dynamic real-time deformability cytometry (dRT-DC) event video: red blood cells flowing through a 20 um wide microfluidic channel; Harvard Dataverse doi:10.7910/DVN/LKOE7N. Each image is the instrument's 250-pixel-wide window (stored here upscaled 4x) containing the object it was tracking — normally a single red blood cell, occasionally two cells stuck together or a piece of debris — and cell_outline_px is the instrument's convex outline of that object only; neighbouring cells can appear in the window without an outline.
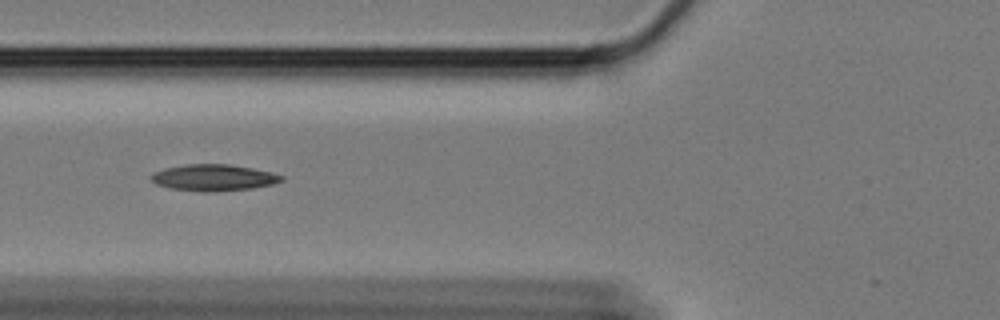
{"species": "Egyptian fruit bat (a non-hibernating species)", "species_latin": "Rousettus aegyptiacus", "temperature_condition": "cold", "stored_images_in_passage": 23, "camera_frame_rate_fps": 3000, "um_per_image_px": 0.085, "animal": {"sex": "female"}, "frame": {"image": 1, "passage_image": 10, "time_ms": 3.0, "image_size_px": [1000, 320], "cell_outline_px": [[284, 180], [272, 184], [252, 188], [208, 192], [204, 192], [168, 188], [156, 184], [148, 176], [152, 172], [164, 168], [184, 164], [228, 164], [252, 168], [272, 172], [284, 176]], "centroid_in_image_um": [18.11, 15.09], "position_along_channel_um": 107.7, "area_um2": 20.23}}
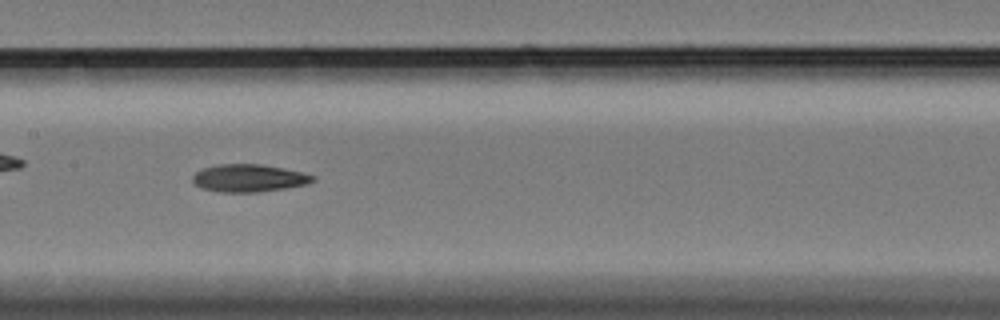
{"frame": {"image": 2, "passage_image": 17, "time_ms": 5.333, "image_size_px": [1000, 320], "cell_outline_px": [[316, 180], [304, 184], [284, 188], [256, 192], [220, 192], [200, 188], [192, 180], [192, 176], [196, 172], [204, 168], [216, 164], [260, 164], [284, 168], [316, 176]], "centroid_in_image_um": [21.12, 15.13], "position_along_channel_um": 186.3, "area_um2": 19.19}}
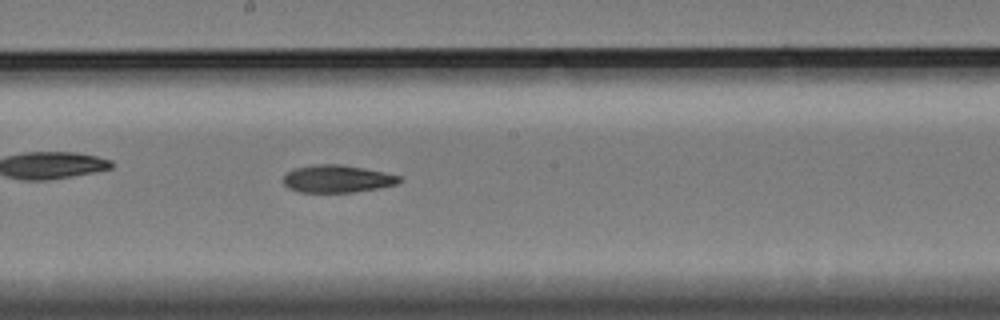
{"frame": {"image": 3, "passage_image": 20, "time_ms": 6.333, "image_size_px": [1000, 320], "cell_outline_px": [[404, 180], [396, 184], [376, 188], [352, 192], [300, 192], [288, 188], [284, 184], [284, 176], [292, 168], [316, 164], [340, 164], [364, 168], [384, 172], [400, 176]], "centroid_in_image_um": [28.65, 15.19], "position_along_channel_um": 219.5, "area_um2": 18.55}}